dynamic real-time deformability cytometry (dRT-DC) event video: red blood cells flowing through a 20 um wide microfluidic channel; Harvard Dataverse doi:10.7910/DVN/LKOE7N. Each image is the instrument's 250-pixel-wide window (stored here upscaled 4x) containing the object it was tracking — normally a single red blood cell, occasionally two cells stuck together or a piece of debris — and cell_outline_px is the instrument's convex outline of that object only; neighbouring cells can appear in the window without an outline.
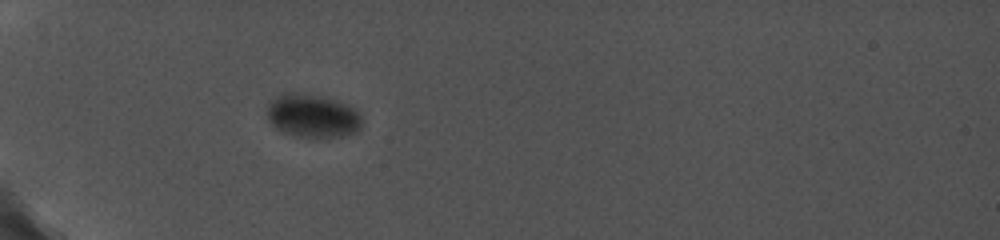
{"species": "common noctule bat (a hibernating species)", "species_latin": "Nyctalus noctula", "temperature_condition": "cold", "stored_images_in_passage": 7, "camera_frame_rate_fps": 5000, "um_per_image_px": 0.085, "animal": {"sex": "female", "body_mass_g": 19.0, "forearm_length_mm": 56.7}, "frame": {"image": 1, "passage_image": 4, "time_ms": 3.0, "image_size_px": [1000, 240], "cell_outline_px": [[360, 128], [356, 132], [340, 136], [300, 136], [284, 132], [276, 128], [268, 120], [268, 104], [276, 96], [284, 92], [300, 92], [336, 100], [348, 104], [356, 108], [360, 112]], "centroid_in_image_um": [26.57, 9.81], "position_along_channel_um": 58.4, "area_um2": 23.76}}
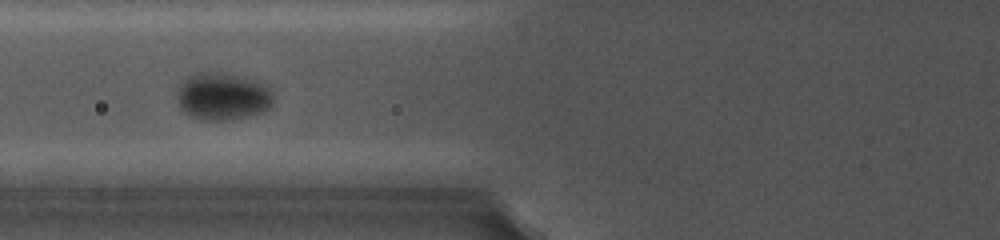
{"frame": {"image": 2, "passage_image": 6, "time_ms": 5.0, "image_size_px": [1000, 240], "cell_outline_px": [[272, 104], [264, 112], [248, 116], [220, 120], [208, 120], [188, 116], [180, 108], [180, 84], [188, 76], [208, 72], [216, 72], [244, 76], [268, 88], [272, 92]], "centroid_in_image_um": [18.94, 8.2], "position_along_channel_um": 106.9, "area_um2": 25.95}}